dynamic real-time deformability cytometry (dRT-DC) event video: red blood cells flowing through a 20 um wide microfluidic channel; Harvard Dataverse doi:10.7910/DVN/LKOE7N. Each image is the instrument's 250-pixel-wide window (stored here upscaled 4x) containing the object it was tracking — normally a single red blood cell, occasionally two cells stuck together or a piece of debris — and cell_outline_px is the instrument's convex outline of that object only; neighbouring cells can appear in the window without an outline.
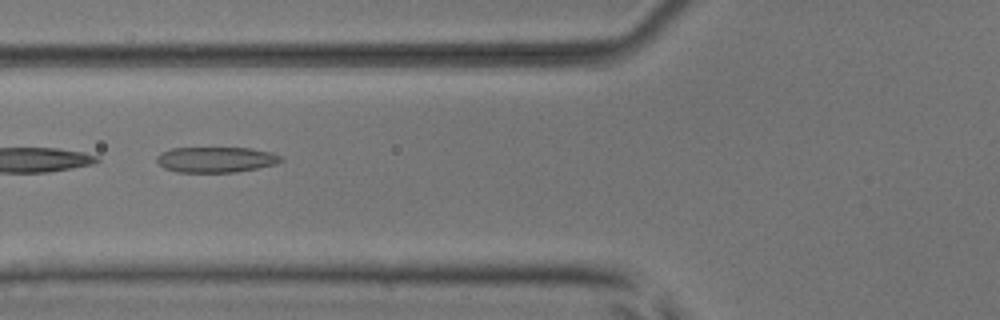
{"species": "common noctule bat (a hibernating species)", "species_latin": "Nyctalus noctula", "temperature_condition": "room temperature", "stored_images_in_passage": 6, "camera_frame_rate_fps": 3000, "um_per_image_px": 0.085, "animal": {"sex": "male", "body_mass_g": 17.9, "forearm_length_mm": 54.2}, "frame": {"image": 1, "passage_image": 6, "time_ms": 6.0, "image_size_px": [1000, 320], "cell_outline_px": [[284, 160], [276, 164], [236, 172], [176, 172], [164, 168], [156, 160], [156, 156], [160, 152], [172, 148], [252, 148], [272, 152], [284, 156]], "centroid_in_image_um": [18.38, 13.56], "position_along_channel_um": 107.4, "area_um2": 18.67}}